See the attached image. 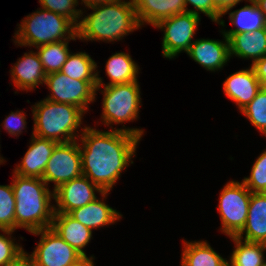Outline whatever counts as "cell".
Returning <instances> with one entry per match:
<instances>
[{
	"mask_svg": "<svg viewBox=\"0 0 266 266\" xmlns=\"http://www.w3.org/2000/svg\"><path fill=\"white\" fill-rule=\"evenodd\" d=\"M79 131L83 175L103 192H110L122 171L134 163L132 158L141 139L117 129L100 131L84 126Z\"/></svg>",
	"mask_w": 266,
	"mask_h": 266,
	"instance_id": "cell-1",
	"label": "cell"
},
{
	"mask_svg": "<svg viewBox=\"0 0 266 266\" xmlns=\"http://www.w3.org/2000/svg\"><path fill=\"white\" fill-rule=\"evenodd\" d=\"M93 12L81 18L78 39L85 41H120L141 28L133 0L115 1L89 7Z\"/></svg>",
	"mask_w": 266,
	"mask_h": 266,
	"instance_id": "cell-2",
	"label": "cell"
},
{
	"mask_svg": "<svg viewBox=\"0 0 266 266\" xmlns=\"http://www.w3.org/2000/svg\"><path fill=\"white\" fill-rule=\"evenodd\" d=\"M15 197V230L24 228L32 233L50 228L54 216V191L41 179L13 173Z\"/></svg>",
	"mask_w": 266,
	"mask_h": 266,
	"instance_id": "cell-3",
	"label": "cell"
},
{
	"mask_svg": "<svg viewBox=\"0 0 266 266\" xmlns=\"http://www.w3.org/2000/svg\"><path fill=\"white\" fill-rule=\"evenodd\" d=\"M34 126L32 134L58 143L78 140V128L86 113L71 104L43 99L32 106ZM77 132V133H76Z\"/></svg>",
	"mask_w": 266,
	"mask_h": 266,
	"instance_id": "cell-4",
	"label": "cell"
},
{
	"mask_svg": "<svg viewBox=\"0 0 266 266\" xmlns=\"http://www.w3.org/2000/svg\"><path fill=\"white\" fill-rule=\"evenodd\" d=\"M14 35L18 46L38 47L44 44L74 40L77 26L63 15L39 8L22 19Z\"/></svg>",
	"mask_w": 266,
	"mask_h": 266,
	"instance_id": "cell-5",
	"label": "cell"
},
{
	"mask_svg": "<svg viewBox=\"0 0 266 266\" xmlns=\"http://www.w3.org/2000/svg\"><path fill=\"white\" fill-rule=\"evenodd\" d=\"M103 87L101 93L102 100V124L111 127V129L122 130L136 135L140 139L144 134L143 129L139 128H113V124H123L124 122H133L137 120L141 104L140 85L138 81L126 84H114L109 86H97L95 93ZM112 124V125H111Z\"/></svg>",
	"mask_w": 266,
	"mask_h": 266,
	"instance_id": "cell-6",
	"label": "cell"
},
{
	"mask_svg": "<svg viewBox=\"0 0 266 266\" xmlns=\"http://www.w3.org/2000/svg\"><path fill=\"white\" fill-rule=\"evenodd\" d=\"M251 191L243 182L229 181L219 194L218 212L221 232L236 236L244 227L248 215Z\"/></svg>",
	"mask_w": 266,
	"mask_h": 266,
	"instance_id": "cell-7",
	"label": "cell"
},
{
	"mask_svg": "<svg viewBox=\"0 0 266 266\" xmlns=\"http://www.w3.org/2000/svg\"><path fill=\"white\" fill-rule=\"evenodd\" d=\"M200 19L199 15L184 12L165 18L153 26L164 31L162 39L164 58L174 59L182 51L185 53L189 51Z\"/></svg>",
	"mask_w": 266,
	"mask_h": 266,
	"instance_id": "cell-8",
	"label": "cell"
},
{
	"mask_svg": "<svg viewBox=\"0 0 266 266\" xmlns=\"http://www.w3.org/2000/svg\"><path fill=\"white\" fill-rule=\"evenodd\" d=\"M45 84L51 91L45 99L71 104L85 112H88L89 104L96 99L97 81L74 80L59 71L47 74Z\"/></svg>",
	"mask_w": 266,
	"mask_h": 266,
	"instance_id": "cell-9",
	"label": "cell"
},
{
	"mask_svg": "<svg viewBox=\"0 0 266 266\" xmlns=\"http://www.w3.org/2000/svg\"><path fill=\"white\" fill-rule=\"evenodd\" d=\"M31 234L41 236L32 254L25 252L32 266H70L83 257L51 227Z\"/></svg>",
	"mask_w": 266,
	"mask_h": 266,
	"instance_id": "cell-10",
	"label": "cell"
},
{
	"mask_svg": "<svg viewBox=\"0 0 266 266\" xmlns=\"http://www.w3.org/2000/svg\"><path fill=\"white\" fill-rule=\"evenodd\" d=\"M82 173L79 143L77 140L58 143L46 164L42 180L48 185L54 183L57 189L61 184L78 178Z\"/></svg>",
	"mask_w": 266,
	"mask_h": 266,
	"instance_id": "cell-11",
	"label": "cell"
},
{
	"mask_svg": "<svg viewBox=\"0 0 266 266\" xmlns=\"http://www.w3.org/2000/svg\"><path fill=\"white\" fill-rule=\"evenodd\" d=\"M95 191L101 194L103 191L86 176L81 175L78 178L61 184L54 190V213H66L83 207L93 202L96 198Z\"/></svg>",
	"mask_w": 266,
	"mask_h": 266,
	"instance_id": "cell-12",
	"label": "cell"
},
{
	"mask_svg": "<svg viewBox=\"0 0 266 266\" xmlns=\"http://www.w3.org/2000/svg\"><path fill=\"white\" fill-rule=\"evenodd\" d=\"M224 37L223 40L196 39L191 44L188 56L205 68L207 71H218L223 69L224 65L230 60L229 40L220 31Z\"/></svg>",
	"mask_w": 266,
	"mask_h": 266,
	"instance_id": "cell-13",
	"label": "cell"
},
{
	"mask_svg": "<svg viewBox=\"0 0 266 266\" xmlns=\"http://www.w3.org/2000/svg\"><path fill=\"white\" fill-rule=\"evenodd\" d=\"M260 89L259 80L252 66L229 75L223 83L226 97L235 102L240 111L255 98Z\"/></svg>",
	"mask_w": 266,
	"mask_h": 266,
	"instance_id": "cell-14",
	"label": "cell"
},
{
	"mask_svg": "<svg viewBox=\"0 0 266 266\" xmlns=\"http://www.w3.org/2000/svg\"><path fill=\"white\" fill-rule=\"evenodd\" d=\"M57 144L56 141L39 138L32 134L30 146L13 173L42 179L46 164Z\"/></svg>",
	"mask_w": 266,
	"mask_h": 266,
	"instance_id": "cell-15",
	"label": "cell"
},
{
	"mask_svg": "<svg viewBox=\"0 0 266 266\" xmlns=\"http://www.w3.org/2000/svg\"><path fill=\"white\" fill-rule=\"evenodd\" d=\"M108 194L109 192H102V200L96 198L93 202L70 211L68 215L91 230L116 223L122 214L104 202Z\"/></svg>",
	"mask_w": 266,
	"mask_h": 266,
	"instance_id": "cell-16",
	"label": "cell"
},
{
	"mask_svg": "<svg viewBox=\"0 0 266 266\" xmlns=\"http://www.w3.org/2000/svg\"><path fill=\"white\" fill-rule=\"evenodd\" d=\"M11 79L18 89L32 91L39 84H45L46 73L37 52L30 51L18 59L11 68Z\"/></svg>",
	"mask_w": 266,
	"mask_h": 266,
	"instance_id": "cell-17",
	"label": "cell"
},
{
	"mask_svg": "<svg viewBox=\"0 0 266 266\" xmlns=\"http://www.w3.org/2000/svg\"><path fill=\"white\" fill-rule=\"evenodd\" d=\"M229 40L230 57L256 61L266 55V27L251 33H224Z\"/></svg>",
	"mask_w": 266,
	"mask_h": 266,
	"instance_id": "cell-18",
	"label": "cell"
},
{
	"mask_svg": "<svg viewBox=\"0 0 266 266\" xmlns=\"http://www.w3.org/2000/svg\"><path fill=\"white\" fill-rule=\"evenodd\" d=\"M140 26H155L159 21L186 12L185 0H133Z\"/></svg>",
	"mask_w": 266,
	"mask_h": 266,
	"instance_id": "cell-19",
	"label": "cell"
},
{
	"mask_svg": "<svg viewBox=\"0 0 266 266\" xmlns=\"http://www.w3.org/2000/svg\"><path fill=\"white\" fill-rule=\"evenodd\" d=\"M236 236L266 244V193H251L246 223Z\"/></svg>",
	"mask_w": 266,
	"mask_h": 266,
	"instance_id": "cell-20",
	"label": "cell"
},
{
	"mask_svg": "<svg viewBox=\"0 0 266 266\" xmlns=\"http://www.w3.org/2000/svg\"><path fill=\"white\" fill-rule=\"evenodd\" d=\"M51 228L79 254L87 256L84 248L93 238L91 229L66 213H54Z\"/></svg>",
	"mask_w": 266,
	"mask_h": 266,
	"instance_id": "cell-21",
	"label": "cell"
},
{
	"mask_svg": "<svg viewBox=\"0 0 266 266\" xmlns=\"http://www.w3.org/2000/svg\"><path fill=\"white\" fill-rule=\"evenodd\" d=\"M105 72L110 79L109 83H104L99 77L97 70V86H109L114 84H126L138 81L139 66L132 59L129 53L116 52L106 61Z\"/></svg>",
	"mask_w": 266,
	"mask_h": 266,
	"instance_id": "cell-22",
	"label": "cell"
},
{
	"mask_svg": "<svg viewBox=\"0 0 266 266\" xmlns=\"http://www.w3.org/2000/svg\"><path fill=\"white\" fill-rule=\"evenodd\" d=\"M181 266H228V261L205 241L183 239Z\"/></svg>",
	"mask_w": 266,
	"mask_h": 266,
	"instance_id": "cell-23",
	"label": "cell"
},
{
	"mask_svg": "<svg viewBox=\"0 0 266 266\" xmlns=\"http://www.w3.org/2000/svg\"><path fill=\"white\" fill-rule=\"evenodd\" d=\"M249 2L251 5H245L235 11L228 9L222 14L223 17L228 13L230 22L235 27L229 31L223 30V33H251L266 27V20L257 3L254 0Z\"/></svg>",
	"mask_w": 266,
	"mask_h": 266,
	"instance_id": "cell-24",
	"label": "cell"
},
{
	"mask_svg": "<svg viewBox=\"0 0 266 266\" xmlns=\"http://www.w3.org/2000/svg\"><path fill=\"white\" fill-rule=\"evenodd\" d=\"M234 242V250L228 266H261L265 262L266 244L243 240L237 236L229 237Z\"/></svg>",
	"mask_w": 266,
	"mask_h": 266,
	"instance_id": "cell-25",
	"label": "cell"
},
{
	"mask_svg": "<svg viewBox=\"0 0 266 266\" xmlns=\"http://www.w3.org/2000/svg\"><path fill=\"white\" fill-rule=\"evenodd\" d=\"M97 68V63L86 52H71L60 72L74 80L97 81Z\"/></svg>",
	"mask_w": 266,
	"mask_h": 266,
	"instance_id": "cell-26",
	"label": "cell"
},
{
	"mask_svg": "<svg viewBox=\"0 0 266 266\" xmlns=\"http://www.w3.org/2000/svg\"><path fill=\"white\" fill-rule=\"evenodd\" d=\"M69 41L44 44L36 47L37 54L47 74L59 72L71 53L68 48Z\"/></svg>",
	"mask_w": 266,
	"mask_h": 266,
	"instance_id": "cell-27",
	"label": "cell"
},
{
	"mask_svg": "<svg viewBox=\"0 0 266 266\" xmlns=\"http://www.w3.org/2000/svg\"><path fill=\"white\" fill-rule=\"evenodd\" d=\"M241 113L266 137V90L261 88Z\"/></svg>",
	"mask_w": 266,
	"mask_h": 266,
	"instance_id": "cell-28",
	"label": "cell"
},
{
	"mask_svg": "<svg viewBox=\"0 0 266 266\" xmlns=\"http://www.w3.org/2000/svg\"><path fill=\"white\" fill-rule=\"evenodd\" d=\"M15 231V197L10 185H0V231Z\"/></svg>",
	"mask_w": 266,
	"mask_h": 266,
	"instance_id": "cell-29",
	"label": "cell"
},
{
	"mask_svg": "<svg viewBox=\"0 0 266 266\" xmlns=\"http://www.w3.org/2000/svg\"><path fill=\"white\" fill-rule=\"evenodd\" d=\"M0 234V266H10L17 263L25 256L23 247L16 244L15 239H12V230H2ZM7 235V236H5Z\"/></svg>",
	"mask_w": 266,
	"mask_h": 266,
	"instance_id": "cell-30",
	"label": "cell"
},
{
	"mask_svg": "<svg viewBox=\"0 0 266 266\" xmlns=\"http://www.w3.org/2000/svg\"><path fill=\"white\" fill-rule=\"evenodd\" d=\"M252 193H266V150L256 159L249 177L242 180Z\"/></svg>",
	"mask_w": 266,
	"mask_h": 266,
	"instance_id": "cell-31",
	"label": "cell"
},
{
	"mask_svg": "<svg viewBox=\"0 0 266 266\" xmlns=\"http://www.w3.org/2000/svg\"><path fill=\"white\" fill-rule=\"evenodd\" d=\"M39 3L43 9L65 16L76 26L83 17V10L75 8L79 4L78 0H39Z\"/></svg>",
	"mask_w": 266,
	"mask_h": 266,
	"instance_id": "cell-32",
	"label": "cell"
},
{
	"mask_svg": "<svg viewBox=\"0 0 266 266\" xmlns=\"http://www.w3.org/2000/svg\"><path fill=\"white\" fill-rule=\"evenodd\" d=\"M188 4H191L194 8L188 9ZM186 12L199 15L203 13L213 22L218 23L221 26H225V21L222 18V14L214 6L212 0H185ZM201 12V13H200Z\"/></svg>",
	"mask_w": 266,
	"mask_h": 266,
	"instance_id": "cell-33",
	"label": "cell"
},
{
	"mask_svg": "<svg viewBox=\"0 0 266 266\" xmlns=\"http://www.w3.org/2000/svg\"><path fill=\"white\" fill-rule=\"evenodd\" d=\"M5 131L8 132L11 136H19L26 128V115L23 111L11 112L5 120L2 122Z\"/></svg>",
	"mask_w": 266,
	"mask_h": 266,
	"instance_id": "cell-34",
	"label": "cell"
},
{
	"mask_svg": "<svg viewBox=\"0 0 266 266\" xmlns=\"http://www.w3.org/2000/svg\"><path fill=\"white\" fill-rule=\"evenodd\" d=\"M262 89L266 90V55L251 65Z\"/></svg>",
	"mask_w": 266,
	"mask_h": 266,
	"instance_id": "cell-35",
	"label": "cell"
},
{
	"mask_svg": "<svg viewBox=\"0 0 266 266\" xmlns=\"http://www.w3.org/2000/svg\"><path fill=\"white\" fill-rule=\"evenodd\" d=\"M243 0H212L214 6L223 14L226 10L234 8L238 3ZM249 2V0H246Z\"/></svg>",
	"mask_w": 266,
	"mask_h": 266,
	"instance_id": "cell-36",
	"label": "cell"
},
{
	"mask_svg": "<svg viewBox=\"0 0 266 266\" xmlns=\"http://www.w3.org/2000/svg\"><path fill=\"white\" fill-rule=\"evenodd\" d=\"M115 1H121V0H81L80 4L85 5L86 7H92V6H97V5H102L105 3H111V2H115Z\"/></svg>",
	"mask_w": 266,
	"mask_h": 266,
	"instance_id": "cell-37",
	"label": "cell"
},
{
	"mask_svg": "<svg viewBox=\"0 0 266 266\" xmlns=\"http://www.w3.org/2000/svg\"><path fill=\"white\" fill-rule=\"evenodd\" d=\"M93 260H94L93 256L90 257L85 256L70 266H94Z\"/></svg>",
	"mask_w": 266,
	"mask_h": 266,
	"instance_id": "cell-38",
	"label": "cell"
},
{
	"mask_svg": "<svg viewBox=\"0 0 266 266\" xmlns=\"http://www.w3.org/2000/svg\"><path fill=\"white\" fill-rule=\"evenodd\" d=\"M10 266H32V263L26 256H24L17 263Z\"/></svg>",
	"mask_w": 266,
	"mask_h": 266,
	"instance_id": "cell-39",
	"label": "cell"
},
{
	"mask_svg": "<svg viewBox=\"0 0 266 266\" xmlns=\"http://www.w3.org/2000/svg\"><path fill=\"white\" fill-rule=\"evenodd\" d=\"M254 1L257 3L259 9L263 13L264 18L266 20V0H254Z\"/></svg>",
	"mask_w": 266,
	"mask_h": 266,
	"instance_id": "cell-40",
	"label": "cell"
},
{
	"mask_svg": "<svg viewBox=\"0 0 266 266\" xmlns=\"http://www.w3.org/2000/svg\"><path fill=\"white\" fill-rule=\"evenodd\" d=\"M5 162V159L0 155V165Z\"/></svg>",
	"mask_w": 266,
	"mask_h": 266,
	"instance_id": "cell-41",
	"label": "cell"
}]
</instances>
